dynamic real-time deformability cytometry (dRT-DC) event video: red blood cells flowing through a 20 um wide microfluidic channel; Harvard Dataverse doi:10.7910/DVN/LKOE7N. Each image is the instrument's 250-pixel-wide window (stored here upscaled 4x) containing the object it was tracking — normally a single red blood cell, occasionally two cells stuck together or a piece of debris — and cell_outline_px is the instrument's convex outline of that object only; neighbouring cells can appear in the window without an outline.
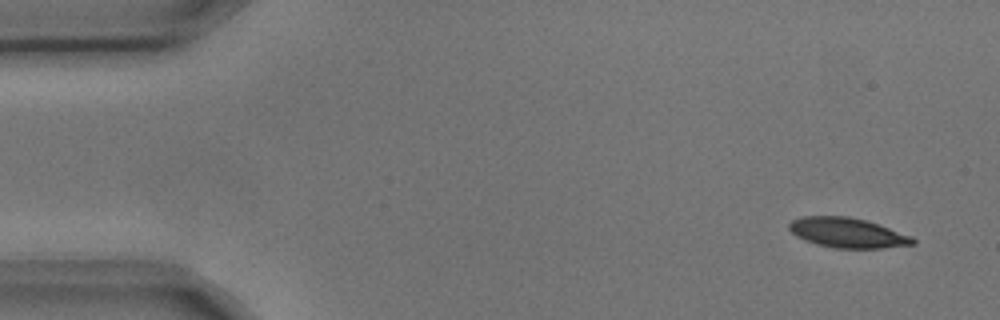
{"species": "common noctule bat (a hibernating species)", "species_latin": "Nyctalus noctula", "temperature_condition": "cold", "stored_images_in_passage": 4, "camera_frame_rate_fps": 3000, "um_per_image_px": 0.085, "animal": {"sex": "male", "body_mass_g": 17.9, "forearm_length_mm": 54.2}, "frame": {"image": 1, "passage_image": 1, "time_ms": 0.0, "image_size_px": [1000, 320], "cell_outline_px": [[916, 244], [880, 248], [836, 248], [816, 244], [804, 240], [796, 236], [788, 228], [788, 224], [792, 220], [800, 216], [848, 216], [868, 220], [912, 236], [916, 240]], "centroid_in_image_um": [72.03, 19.77], "position_along_channel_um": 13.0, "area_um2": 21.73}}
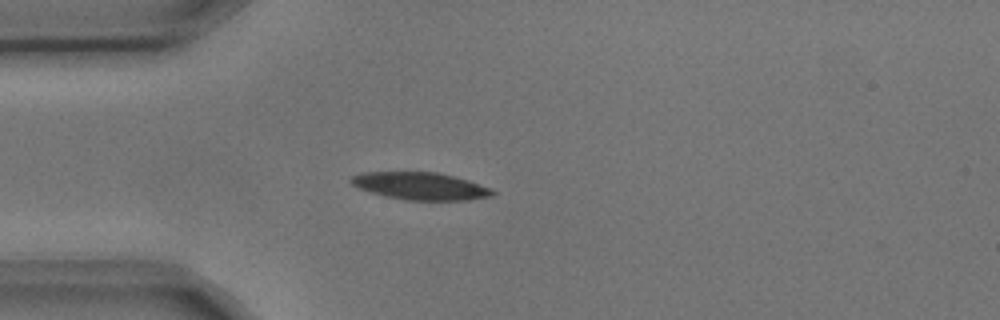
{"frame": {"image": 2, "passage_image": 4, "time_ms": 1.0, "image_size_px": [1000, 320], "cell_outline_px": [[496, 192], [492, 196], [468, 200], [404, 200], [384, 196], [360, 188], [352, 184], [348, 180], [352, 176], [360, 172], [436, 172], [468, 180], [492, 188]], "centroid_in_image_um": [35.74, 15.81], "position_along_channel_um": 49.3, "area_um2": 22.6}}